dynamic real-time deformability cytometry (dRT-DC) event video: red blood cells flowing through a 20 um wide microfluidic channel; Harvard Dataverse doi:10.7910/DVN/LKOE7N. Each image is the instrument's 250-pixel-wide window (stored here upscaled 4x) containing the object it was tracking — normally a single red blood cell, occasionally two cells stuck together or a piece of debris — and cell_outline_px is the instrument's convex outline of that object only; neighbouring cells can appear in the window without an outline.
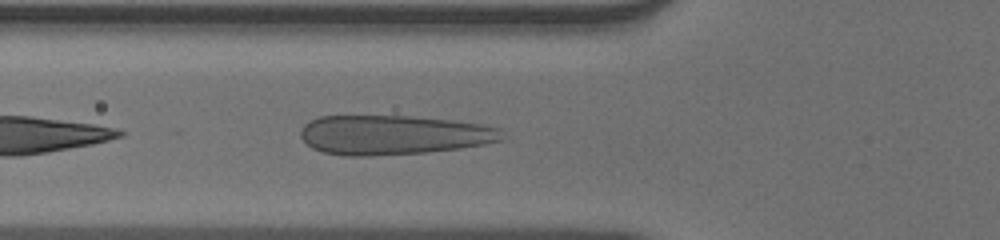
{"species": "human", "species_latin": "Homo sapiens", "temperature_condition": "warm", "stored_images_in_passage": 23, "camera_frame_rate_fps": 3000, "um_per_image_px": 0.085, "donor": {"sex": "male"}, "frame": {"image": 1, "passage_image": 4, "time_ms": 1.0, "image_size_px": [1000, 240], "cell_outline_px": [[504, 140], [484, 144], [460, 148], [428, 152], [368, 156], [344, 156], [324, 152], [312, 148], [300, 136], [300, 128], [308, 120], [320, 116], [412, 116], [452, 120], [480, 124], [500, 128]], "centroid_in_image_um": [33.41, 11.46], "position_along_channel_um": 92.4, "area_um2": 46.53}}
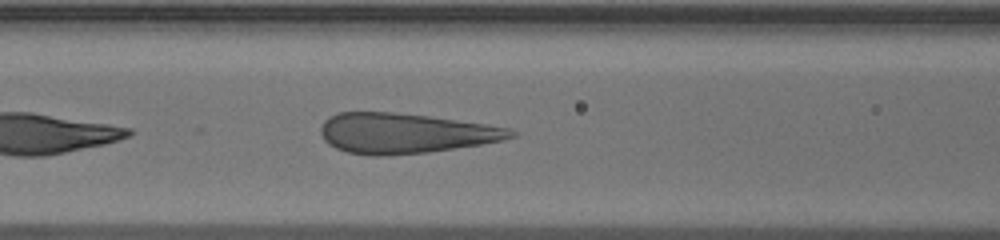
{"frame": {"image": 2, "passage_image": 7, "time_ms": 2.0, "image_size_px": [1000, 240], "cell_outline_px": [[520, 132], [516, 136], [504, 140], [480, 144], [428, 152], [388, 156], [372, 156], [348, 152], [336, 148], [328, 144], [324, 140], [320, 132], [320, 128], [324, 120], [328, 116], [336, 112], [392, 112], [428, 116], [512, 128]], "centroid_in_image_um": [34.42, 11.33], "position_along_channel_um": 132.2, "area_um2": 44.68}}
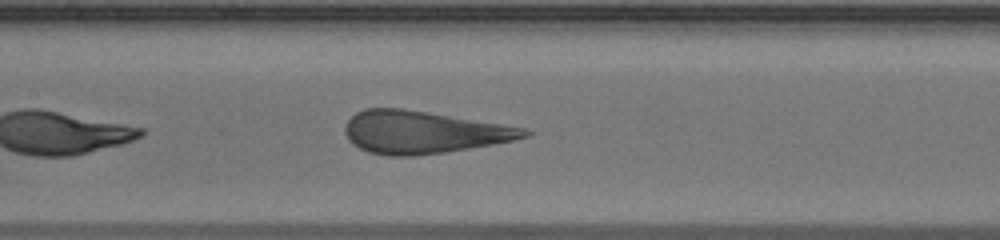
{"frame": {"image": 3, "passage_image": 10, "time_ms": 3.0, "image_size_px": [1000, 240], "cell_outline_px": [[532, 132], [528, 136], [512, 140], [492, 144], [444, 152], [412, 156], [388, 156], [368, 152], [352, 144], [348, 140], [344, 132], [344, 128], [348, 120], [356, 112], [364, 108], [404, 108], [528, 128]], "centroid_in_image_um": [35.94, 11.23], "position_along_channel_um": 171.5, "area_um2": 44.39}}